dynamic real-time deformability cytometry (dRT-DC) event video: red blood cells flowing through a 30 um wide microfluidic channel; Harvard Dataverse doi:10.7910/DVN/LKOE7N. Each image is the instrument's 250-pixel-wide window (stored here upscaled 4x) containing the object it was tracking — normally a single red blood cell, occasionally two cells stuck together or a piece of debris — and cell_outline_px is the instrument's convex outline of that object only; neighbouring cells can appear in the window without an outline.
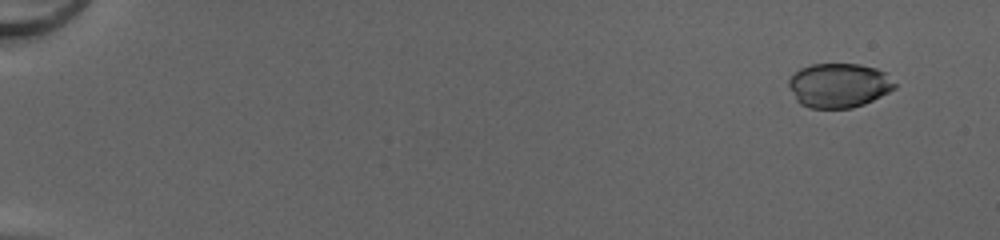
{"species": "common noctule bat (a hibernating species)", "species_latin": "Nyctalus noctula", "temperature_condition": "cold", "stored_images_in_passage": 52, "camera_frame_rate_fps": 3000, "um_per_image_px": 0.085, "animal": {"sex": "female", "body_mass_g": 20.0, "forearm_length_mm": 54.0}, "frame": {"image": 1, "passage_image": 4, "time_ms": 1.0, "image_size_px": [1000, 240], "cell_outline_px": [[896, 88], [864, 104], [852, 108], [808, 108], [800, 104], [796, 100], [788, 84], [788, 80], [800, 68], [812, 64], [860, 64], [876, 68], [884, 72], [896, 84]], "centroid_in_image_um": [71.29, 7.26], "position_along_channel_um": 13.7, "area_um2": 27.34}}
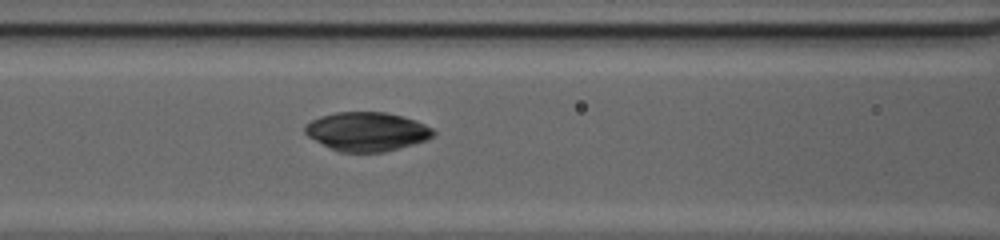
{"frame": {"image": 2, "passage_image": 25, "time_ms": 8.0, "image_size_px": [1000, 240], "cell_outline_px": [[436, 136], [428, 140], [384, 152], [340, 152], [308, 136], [304, 132], [304, 128], [312, 120], [320, 116], [336, 112], [384, 112], [404, 116], [416, 120], [432, 128], [436, 132]], "centroid_in_image_um": [31.24, 11.18], "position_along_channel_um": 135.4, "area_um2": 29.07}}
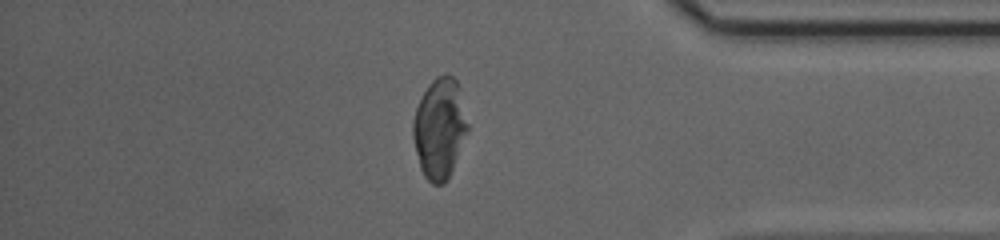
{"frame": {"image": 3, "passage_image": 45, "time_ms": 14.667, "image_size_px": [1000, 240], "cell_outline_px": [[468, 132], [448, 180], [444, 184], [432, 184], [424, 176], [420, 168], [412, 136], [412, 120], [416, 108], [428, 84], [436, 76], [444, 72], [452, 76], [456, 80], [460, 88], [468, 124]], "centroid_in_image_um": [37.37, 10.9], "position_along_channel_um": 397.8, "area_um2": 32.31}, "authors_computed_cell_mechanics": {"area_um2": 29.3624, "velocity_mm_per_s": 4.2088, "shape_relaxation_time_tau1_ms": 4.6178, "shape_relaxation_time_tau2_ms": 1.1595, "deformation_change_tau1": 0.1569, "deformation_change_tau2": 0.0336}}